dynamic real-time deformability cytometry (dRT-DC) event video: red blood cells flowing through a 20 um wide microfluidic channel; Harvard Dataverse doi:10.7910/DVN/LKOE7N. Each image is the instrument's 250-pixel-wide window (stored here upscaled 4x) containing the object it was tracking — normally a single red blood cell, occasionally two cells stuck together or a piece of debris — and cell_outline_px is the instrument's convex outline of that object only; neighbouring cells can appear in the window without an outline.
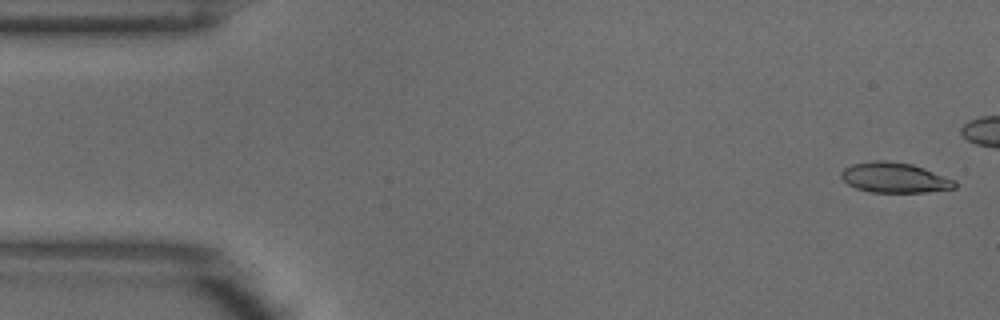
{"species": "common noctule bat (a hibernating species)", "species_latin": "Nyctalus noctula", "temperature_condition": "warm", "stored_images_in_passage": 4, "camera_frame_rate_fps": 3000, "um_per_image_px": 0.085, "animal": {"sex": "male", "body_mass_g": 18.8}, "frame": {"image": 1, "passage_image": 1, "time_ms": 0.0, "image_size_px": [1000, 320], "cell_outline_px": [[956, 188], [924, 192], [868, 192], [856, 188], [848, 184], [840, 176], [840, 172], [844, 168], [852, 164], [872, 160], [884, 160], [912, 164], [924, 168], [956, 180]], "centroid_in_image_um": [76.02, 15.09], "position_along_channel_um": 9.0, "area_um2": 20.06}}